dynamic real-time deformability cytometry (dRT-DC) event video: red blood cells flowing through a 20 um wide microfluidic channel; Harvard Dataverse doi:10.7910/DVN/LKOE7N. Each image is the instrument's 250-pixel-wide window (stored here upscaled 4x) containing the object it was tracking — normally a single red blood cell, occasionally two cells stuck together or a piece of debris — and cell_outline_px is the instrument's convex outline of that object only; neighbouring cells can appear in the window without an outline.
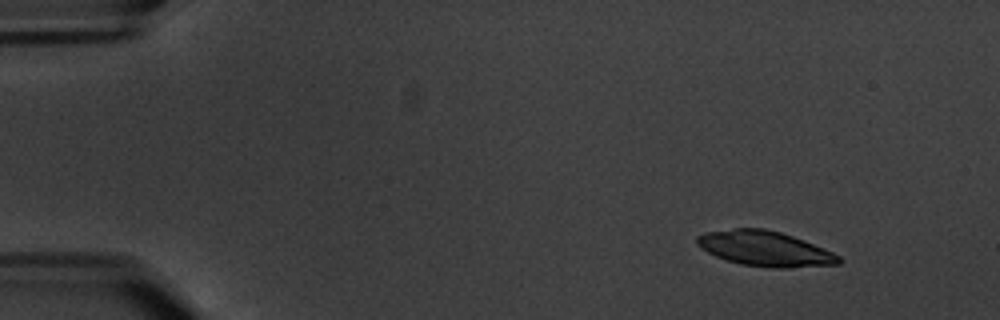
{"species": "common noctule bat (a hibernating species)", "species_latin": "Nyctalus noctula", "temperature_condition": "warm", "stored_images_in_passage": 4, "camera_frame_rate_fps": 3000, "um_per_image_px": 0.085, "animal": {"sex": "male", "body_mass_g": 20.1, "forearm_length_mm": 53.5}, "frame": {"image": 1, "passage_image": 1, "time_ms": 0.0, "image_size_px": [1000, 320], "cell_outline_px": [[844, 260], [840, 264], [792, 268], [772, 268], [744, 264], [728, 260], [716, 256], [700, 248], [696, 244], [696, 236], [704, 232], [732, 228], [764, 228], [780, 232], [804, 240], [832, 252], [840, 256]], "centroid_in_image_um": [65.03, 21.13], "position_along_channel_um": 20.0, "area_um2": 29.07}}